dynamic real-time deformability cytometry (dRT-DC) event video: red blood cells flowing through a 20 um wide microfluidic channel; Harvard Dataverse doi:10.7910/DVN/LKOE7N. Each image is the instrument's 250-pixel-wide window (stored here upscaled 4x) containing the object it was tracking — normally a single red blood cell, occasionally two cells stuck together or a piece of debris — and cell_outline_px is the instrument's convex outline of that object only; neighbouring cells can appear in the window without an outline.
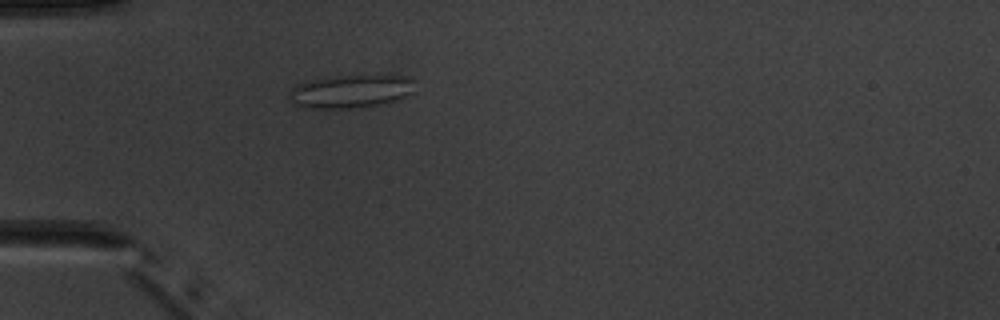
{"species": "common noctule bat (a hibernating species)", "species_latin": "Nyctalus noctula", "temperature_condition": "warm", "stored_images_in_passage": 1, "camera_frame_rate_fps": 3000, "um_per_image_px": 0.085, "animal": {"sex": "male", "body_mass_g": 20.1, "forearm_length_mm": 53.5}, "frame": {"image": 1, "passage_image": 1, "time_ms": 0.0, "image_size_px": [1000, 320], "cell_outline_px": [[412, 92], [388, 104], [348, 108], [312, 108], [296, 104], [292, 100], [292, 88], [308, 80], [336, 76], [404, 76], [412, 80]], "centroid_in_image_um": [29.84, 7.77], "position_along_channel_um": 55.2, "area_um2": 23.58}}